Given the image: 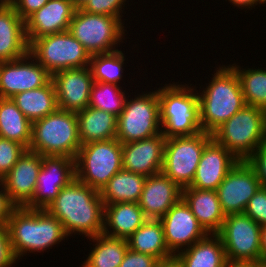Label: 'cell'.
<instances>
[{
    "label": "cell",
    "instance_id": "74e56055",
    "mask_svg": "<svg viewBox=\"0 0 266 267\" xmlns=\"http://www.w3.org/2000/svg\"><path fill=\"white\" fill-rule=\"evenodd\" d=\"M244 214L252 218L260 226L266 225V188L260 187L249 200Z\"/></svg>",
    "mask_w": 266,
    "mask_h": 267
},
{
    "label": "cell",
    "instance_id": "4fadbf2b",
    "mask_svg": "<svg viewBox=\"0 0 266 267\" xmlns=\"http://www.w3.org/2000/svg\"><path fill=\"white\" fill-rule=\"evenodd\" d=\"M76 178L75 159L68 156H42L33 199L25 206L46 209L60 190Z\"/></svg>",
    "mask_w": 266,
    "mask_h": 267
},
{
    "label": "cell",
    "instance_id": "f35d334b",
    "mask_svg": "<svg viewBox=\"0 0 266 267\" xmlns=\"http://www.w3.org/2000/svg\"><path fill=\"white\" fill-rule=\"evenodd\" d=\"M245 161L255 171L261 186L266 188V143L260 145Z\"/></svg>",
    "mask_w": 266,
    "mask_h": 267
},
{
    "label": "cell",
    "instance_id": "52a82bcc",
    "mask_svg": "<svg viewBox=\"0 0 266 267\" xmlns=\"http://www.w3.org/2000/svg\"><path fill=\"white\" fill-rule=\"evenodd\" d=\"M137 92H134V97L127 96L123 111L117 117L116 139L121 144L147 139L161 133L157 86L150 91Z\"/></svg>",
    "mask_w": 266,
    "mask_h": 267
},
{
    "label": "cell",
    "instance_id": "5bb4252c",
    "mask_svg": "<svg viewBox=\"0 0 266 267\" xmlns=\"http://www.w3.org/2000/svg\"><path fill=\"white\" fill-rule=\"evenodd\" d=\"M261 187L255 171L239 161L226 175L217 188L219 202L225 216L243 214L249 200Z\"/></svg>",
    "mask_w": 266,
    "mask_h": 267
},
{
    "label": "cell",
    "instance_id": "d590c367",
    "mask_svg": "<svg viewBox=\"0 0 266 267\" xmlns=\"http://www.w3.org/2000/svg\"><path fill=\"white\" fill-rule=\"evenodd\" d=\"M129 2L130 0H88L80 9L91 14H102L118 17L125 24V21L128 19L122 18L125 17L124 15L127 12L125 9H128L127 6L132 5V0L130 5Z\"/></svg>",
    "mask_w": 266,
    "mask_h": 267
},
{
    "label": "cell",
    "instance_id": "1f68e13d",
    "mask_svg": "<svg viewBox=\"0 0 266 267\" xmlns=\"http://www.w3.org/2000/svg\"><path fill=\"white\" fill-rule=\"evenodd\" d=\"M32 123L11 98H0V137L22 144L27 150L31 142Z\"/></svg>",
    "mask_w": 266,
    "mask_h": 267
},
{
    "label": "cell",
    "instance_id": "836d02e7",
    "mask_svg": "<svg viewBox=\"0 0 266 267\" xmlns=\"http://www.w3.org/2000/svg\"><path fill=\"white\" fill-rule=\"evenodd\" d=\"M238 64L234 61L229 65L238 75L246 104L266 112V68H243Z\"/></svg>",
    "mask_w": 266,
    "mask_h": 267
},
{
    "label": "cell",
    "instance_id": "4316f807",
    "mask_svg": "<svg viewBox=\"0 0 266 267\" xmlns=\"http://www.w3.org/2000/svg\"><path fill=\"white\" fill-rule=\"evenodd\" d=\"M76 114L78 134L82 145L116 138L117 116L90 106Z\"/></svg>",
    "mask_w": 266,
    "mask_h": 267
},
{
    "label": "cell",
    "instance_id": "484cf974",
    "mask_svg": "<svg viewBox=\"0 0 266 267\" xmlns=\"http://www.w3.org/2000/svg\"><path fill=\"white\" fill-rule=\"evenodd\" d=\"M175 258L182 267H228L226 252L217 234H208Z\"/></svg>",
    "mask_w": 266,
    "mask_h": 267
},
{
    "label": "cell",
    "instance_id": "cb8c5ba5",
    "mask_svg": "<svg viewBox=\"0 0 266 267\" xmlns=\"http://www.w3.org/2000/svg\"><path fill=\"white\" fill-rule=\"evenodd\" d=\"M182 199L208 234H217L225 219L216 190L182 189Z\"/></svg>",
    "mask_w": 266,
    "mask_h": 267
},
{
    "label": "cell",
    "instance_id": "7c38bea8",
    "mask_svg": "<svg viewBox=\"0 0 266 267\" xmlns=\"http://www.w3.org/2000/svg\"><path fill=\"white\" fill-rule=\"evenodd\" d=\"M261 226L243 214H230L224 219L220 237L229 264H260Z\"/></svg>",
    "mask_w": 266,
    "mask_h": 267
},
{
    "label": "cell",
    "instance_id": "7dc6e473",
    "mask_svg": "<svg viewBox=\"0 0 266 267\" xmlns=\"http://www.w3.org/2000/svg\"><path fill=\"white\" fill-rule=\"evenodd\" d=\"M228 267H261V264H229Z\"/></svg>",
    "mask_w": 266,
    "mask_h": 267
},
{
    "label": "cell",
    "instance_id": "ba28073f",
    "mask_svg": "<svg viewBox=\"0 0 266 267\" xmlns=\"http://www.w3.org/2000/svg\"><path fill=\"white\" fill-rule=\"evenodd\" d=\"M124 25L118 17L91 14L79 8L75 11L68 31L90 55H94L116 51L126 44L125 39L129 37L125 36L129 33V27Z\"/></svg>",
    "mask_w": 266,
    "mask_h": 267
},
{
    "label": "cell",
    "instance_id": "4dcf8cb0",
    "mask_svg": "<svg viewBox=\"0 0 266 267\" xmlns=\"http://www.w3.org/2000/svg\"><path fill=\"white\" fill-rule=\"evenodd\" d=\"M146 177L121 169L99 192L104 205L118 202L138 203Z\"/></svg>",
    "mask_w": 266,
    "mask_h": 267
},
{
    "label": "cell",
    "instance_id": "f6af8a7d",
    "mask_svg": "<svg viewBox=\"0 0 266 267\" xmlns=\"http://www.w3.org/2000/svg\"><path fill=\"white\" fill-rule=\"evenodd\" d=\"M260 264L266 266V225L261 226L260 233Z\"/></svg>",
    "mask_w": 266,
    "mask_h": 267
},
{
    "label": "cell",
    "instance_id": "f1b7e54d",
    "mask_svg": "<svg viewBox=\"0 0 266 267\" xmlns=\"http://www.w3.org/2000/svg\"><path fill=\"white\" fill-rule=\"evenodd\" d=\"M11 99L31 123L58 109L52 79L40 88L17 93Z\"/></svg>",
    "mask_w": 266,
    "mask_h": 267
},
{
    "label": "cell",
    "instance_id": "ffe728a7",
    "mask_svg": "<svg viewBox=\"0 0 266 267\" xmlns=\"http://www.w3.org/2000/svg\"><path fill=\"white\" fill-rule=\"evenodd\" d=\"M76 9L71 0H49L25 20L29 45L42 36L67 31Z\"/></svg>",
    "mask_w": 266,
    "mask_h": 267
},
{
    "label": "cell",
    "instance_id": "ab89813d",
    "mask_svg": "<svg viewBox=\"0 0 266 267\" xmlns=\"http://www.w3.org/2000/svg\"><path fill=\"white\" fill-rule=\"evenodd\" d=\"M160 262L157 257L128 248L119 267H157Z\"/></svg>",
    "mask_w": 266,
    "mask_h": 267
},
{
    "label": "cell",
    "instance_id": "7402d4cb",
    "mask_svg": "<svg viewBox=\"0 0 266 267\" xmlns=\"http://www.w3.org/2000/svg\"><path fill=\"white\" fill-rule=\"evenodd\" d=\"M182 198V189L162 172L146 177L138 201L147 219L159 220Z\"/></svg>",
    "mask_w": 266,
    "mask_h": 267
},
{
    "label": "cell",
    "instance_id": "44dd1931",
    "mask_svg": "<svg viewBox=\"0 0 266 267\" xmlns=\"http://www.w3.org/2000/svg\"><path fill=\"white\" fill-rule=\"evenodd\" d=\"M238 162L229 150L212 139L203 149L194 180L189 187L217 190L227 173Z\"/></svg>",
    "mask_w": 266,
    "mask_h": 267
},
{
    "label": "cell",
    "instance_id": "b9f144b4",
    "mask_svg": "<svg viewBox=\"0 0 266 267\" xmlns=\"http://www.w3.org/2000/svg\"><path fill=\"white\" fill-rule=\"evenodd\" d=\"M49 0H8L17 14L25 21L31 14L39 10Z\"/></svg>",
    "mask_w": 266,
    "mask_h": 267
},
{
    "label": "cell",
    "instance_id": "8992f818",
    "mask_svg": "<svg viewBox=\"0 0 266 267\" xmlns=\"http://www.w3.org/2000/svg\"><path fill=\"white\" fill-rule=\"evenodd\" d=\"M212 136L239 161H245L260 145L266 143V112L246 104Z\"/></svg>",
    "mask_w": 266,
    "mask_h": 267
},
{
    "label": "cell",
    "instance_id": "5b68a950",
    "mask_svg": "<svg viewBox=\"0 0 266 267\" xmlns=\"http://www.w3.org/2000/svg\"><path fill=\"white\" fill-rule=\"evenodd\" d=\"M75 112L57 109L32 123L28 150L41 156H68L75 159L81 147Z\"/></svg>",
    "mask_w": 266,
    "mask_h": 267
},
{
    "label": "cell",
    "instance_id": "7a4b0ae2",
    "mask_svg": "<svg viewBox=\"0 0 266 267\" xmlns=\"http://www.w3.org/2000/svg\"><path fill=\"white\" fill-rule=\"evenodd\" d=\"M6 226L12 252L18 262L26 255L43 254L70 239L62 223L45 209L16 207Z\"/></svg>",
    "mask_w": 266,
    "mask_h": 267
},
{
    "label": "cell",
    "instance_id": "681fc988",
    "mask_svg": "<svg viewBox=\"0 0 266 267\" xmlns=\"http://www.w3.org/2000/svg\"><path fill=\"white\" fill-rule=\"evenodd\" d=\"M259 2H260L261 5L266 4V0H259ZM264 6H266V5H264Z\"/></svg>",
    "mask_w": 266,
    "mask_h": 267
},
{
    "label": "cell",
    "instance_id": "6da1fadb",
    "mask_svg": "<svg viewBox=\"0 0 266 267\" xmlns=\"http://www.w3.org/2000/svg\"><path fill=\"white\" fill-rule=\"evenodd\" d=\"M45 210L62 223L68 238L80 235L89 239L103 233L104 203L100 193L77 178L63 187Z\"/></svg>",
    "mask_w": 266,
    "mask_h": 267
},
{
    "label": "cell",
    "instance_id": "c3c4849f",
    "mask_svg": "<svg viewBox=\"0 0 266 267\" xmlns=\"http://www.w3.org/2000/svg\"><path fill=\"white\" fill-rule=\"evenodd\" d=\"M71 1L73 2L74 6H75L77 9H79V8H81V7L86 3V1H88V0H71Z\"/></svg>",
    "mask_w": 266,
    "mask_h": 267
},
{
    "label": "cell",
    "instance_id": "e0dca14e",
    "mask_svg": "<svg viewBox=\"0 0 266 267\" xmlns=\"http://www.w3.org/2000/svg\"><path fill=\"white\" fill-rule=\"evenodd\" d=\"M52 81L59 109L77 113L89 106L94 83L89 66L58 71L52 75Z\"/></svg>",
    "mask_w": 266,
    "mask_h": 267
},
{
    "label": "cell",
    "instance_id": "8fae6325",
    "mask_svg": "<svg viewBox=\"0 0 266 267\" xmlns=\"http://www.w3.org/2000/svg\"><path fill=\"white\" fill-rule=\"evenodd\" d=\"M212 139V134L204 131L191 136L167 138L162 173L181 189L190 186L203 149Z\"/></svg>",
    "mask_w": 266,
    "mask_h": 267
},
{
    "label": "cell",
    "instance_id": "d6986e66",
    "mask_svg": "<svg viewBox=\"0 0 266 267\" xmlns=\"http://www.w3.org/2000/svg\"><path fill=\"white\" fill-rule=\"evenodd\" d=\"M166 138L153 137L122 144L123 169L145 177L162 172Z\"/></svg>",
    "mask_w": 266,
    "mask_h": 267
},
{
    "label": "cell",
    "instance_id": "ee69618b",
    "mask_svg": "<svg viewBox=\"0 0 266 267\" xmlns=\"http://www.w3.org/2000/svg\"><path fill=\"white\" fill-rule=\"evenodd\" d=\"M227 1V0H225ZM230 5H233L234 8L237 7L238 9L244 10L245 13L248 10L255 9L256 6H262L259 2V0H228Z\"/></svg>",
    "mask_w": 266,
    "mask_h": 267
},
{
    "label": "cell",
    "instance_id": "bcb514c9",
    "mask_svg": "<svg viewBox=\"0 0 266 267\" xmlns=\"http://www.w3.org/2000/svg\"><path fill=\"white\" fill-rule=\"evenodd\" d=\"M157 267H182L178 260L174 257L172 259L161 261Z\"/></svg>",
    "mask_w": 266,
    "mask_h": 267
},
{
    "label": "cell",
    "instance_id": "2e32d148",
    "mask_svg": "<svg viewBox=\"0 0 266 267\" xmlns=\"http://www.w3.org/2000/svg\"><path fill=\"white\" fill-rule=\"evenodd\" d=\"M159 220L174 257L208 235L182 198Z\"/></svg>",
    "mask_w": 266,
    "mask_h": 267
},
{
    "label": "cell",
    "instance_id": "3957f363",
    "mask_svg": "<svg viewBox=\"0 0 266 267\" xmlns=\"http://www.w3.org/2000/svg\"><path fill=\"white\" fill-rule=\"evenodd\" d=\"M221 63L215 65L211 80L197 90L200 124L209 134L246 105L238 75L229 64Z\"/></svg>",
    "mask_w": 266,
    "mask_h": 267
},
{
    "label": "cell",
    "instance_id": "d6a6232c",
    "mask_svg": "<svg viewBox=\"0 0 266 267\" xmlns=\"http://www.w3.org/2000/svg\"><path fill=\"white\" fill-rule=\"evenodd\" d=\"M127 60V55L122 48L110 53L91 55L89 68L94 81L127 87L128 84L126 85L124 82L126 80L124 71L128 66L126 65ZM121 81L124 83L122 84Z\"/></svg>",
    "mask_w": 266,
    "mask_h": 267
},
{
    "label": "cell",
    "instance_id": "ac0fdd59",
    "mask_svg": "<svg viewBox=\"0 0 266 267\" xmlns=\"http://www.w3.org/2000/svg\"><path fill=\"white\" fill-rule=\"evenodd\" d=\"M42 166L39 153L26 150L1 182L16 207H25L32 199Z\"/></svg>",
    "mask_w": 266,
    "mask_h": 267
},
{
    "label": "cell",
    "instance_id": "7bdbcfd3",
    "mask_svg": "<svg viewBox=\"0 0 266 267\" xmlns=\"http://www.w3.org/2000/svg\"><path fill=\"white\" fill-rule=\"evenodd\" d=\"M16 206L12 203L7 192L0 180V224L6 225Z\"/></svg>",
    "mask_w": 266,
    "mask_h": 267
},
{
    "label": "cell",
    "instance_id": "e575fe53",
    "mask_svg": "<svg viewBox=\"0 0 266 267\" xmlns=\"http://www.w3.org/2000/svg\"><path fill=\"white\" fill-rule=\"evenodd\" d=\"M126 89L116 84L94 81L90 92L89 106L118 117L123 111L125 100L129 94Z\"/></svg>",
    "mask_w": 266,
    "mask_h": 267
},
{
    "label": "cell",
    "instance_id": "9c48e42d",
    "mask_svg": "<svg viewBox=\"0 0 266 267\" xmlns=\"http://www.w3.org/2000/svg\"><path fill=\"white\" fill-rule=\"evenodd\" d=\"M121 169L122 144L116 138L83 144L75 158L76 178L99 192Z\"/></svg>",
    "mask_w": 266,
    "mask_h": 267
},
{
    "label": "cell",
    "instance_id": "30bf717a",
    "mask_svg": "<svg viewBox=\"0 0 266 267\" xmlns=\"http://www.w3.org/2000/svg\"><path fill=\"white\" fill-rule=\"evenodd\" d=\"M29 53L51 75L61 70L87 67L91 58L68 30L35 39L29 45Z\"/></svg>",
    "mask_w": 266,
    "mask_h": 267
},
{
    "label": "cell",
    "instance_id": "9a60e30c",
    "mask_svg": "<svg viewBox=\"0 0 266 267\" xmlns=\"http://www.w3.org/2000/svg\"><path fill=\"white\" fill-rule=\"evenodd\" d=\"M52 75L30 54L17 60L0 62V98L40 88Z\"/></svg>",
    "mask_w": 266,
    "mask_h": 267
},
{
    "label": "cell",
    "instance_id": "603a6c76",
    "mask_svg": "<svg viewBox=\"0 0 266 267\" xmlns=\"http://www.w3.org/2000/svg\"><path fill=\"white\" fill-rule=\"evenodd\" d=\"M28 53L25 21L8 1L0 0V62L17 60Z\"/></svg>",
    "mask_w": 266,
    "mask_h": 267
},
{
    "label": "cell",
    "instance_id": "8d00e7d4",
    "mask_svg": "<svg viewBox=\"0 0 266 267\" xmlns=\"http://www.w3.org/2000/svg\"><path fill=\"white\" fill-rule=\"evenodd\" d=\"M26 150L22 144L0 137V180L12 169Z\"/></svg>",
    "mask_w": 266,
    "mask_h": 267
},
{
    "label": "cell",
    "instance_id": "f546056e",
    "mask_svg": "<svg viewBox=\"0 0 266 267\" xmlns=\"http://www.w3.org/2000/svg\"><path fill=\"white\" fill-rule=\"evenodd\" d=\"M127 242L130 250L157 257L160 261L174 258L167 247L160 220L147 219Z\"/></svg>",
    "mask_w": 266,
    "mask_h": 267
},
{
    "label": "cell",
    "instance_id": "83f0119b",
    "mask_svg": "<svg viewBox=\"0 0 266 267\" xmlns=\"http://www.w3.org/2000/svg\"><path fill=\"white\" fill-rule=\"evenodd\" d=\"M90 250L80 267H119L128 250V242L125 238L108 236L101 233L89 238Z\"/></svg>",
    "mask_w": 266,
    "mask_h": 267
},
{
    "label": "cell",
    "instance_id": "60d3db41",
    "mask_svg": "<svg viewBox=\"0 0 266 267\" xmlns=\"http://www.w3.org/2000/svg\"><path fill=\"white\" fill-rule=\"evenodd\" d=\"M16 263L18 261L12 252L7 226L0 224V267H14Z\"/></svg>",
    "mask_w": 266,
    "mask_h": 267
},
{
    "label": "cell",
    "instance_id": "d4e9b609",
    "mask_svg": "<svg viewBox=\"0 0 266 267\" xmlns=\"http://www.w3.org/2000/svg\"><path fill=\"white\" fill-rule=\"evenodd\" d=\"M143 210L136 202L104 205L103 233L118 238H129L146 222Z\"/></svg>",
    "mask_w": 266,
    "mask_h": 267
},
{
    "label": "cell",
    "instance_id": "277c9868",
    "mask_svg": "<svg viewBox=\"0 0 266 267\" xmlns=\"http://www.w3.org/2000/svg\"><path fill=\"white\" fill-rule=\"evenodd\" d=\"M187 83L173 81L159 84L161 133L166 139L202 132L196 87L198 84H191L190 81Z\"/></svg>",
    "mask_w": 266,
    "mask_h": 267
}]
</instances>
